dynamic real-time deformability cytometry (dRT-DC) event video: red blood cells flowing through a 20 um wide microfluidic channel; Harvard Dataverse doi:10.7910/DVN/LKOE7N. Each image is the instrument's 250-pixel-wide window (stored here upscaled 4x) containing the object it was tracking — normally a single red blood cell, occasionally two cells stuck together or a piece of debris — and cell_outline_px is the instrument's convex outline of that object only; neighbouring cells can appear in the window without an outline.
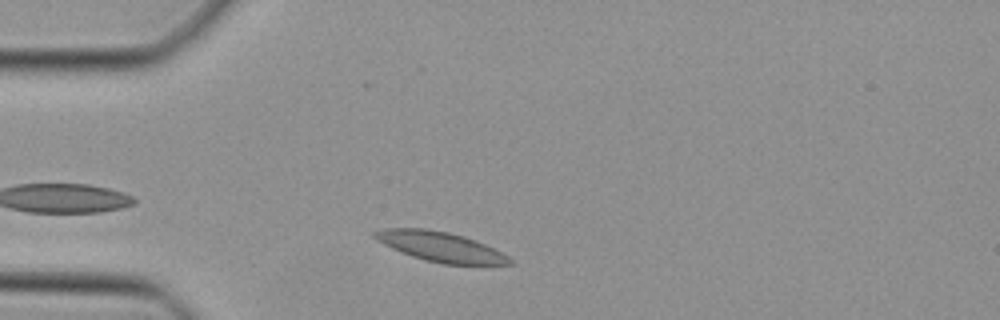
{"species": "Egyptian fruit bat (a non-hibernating species)", "species_latin": "Rousettus aegyptiacus", "temperature_condition": "cold", "stored_images_in_passage": 29, "camera_frame_rate_fps": 3000, "um_per_image_px": 0.085, "animal": {"sex": "female"}, "frame": {"image": 1, "passage_image": 3, "time_ms": 0.667, "image_size_px": [1000, 320], "cell_outline_px": [[516, 264], [444, 264], [412, 256], [392, 248], [376, 240], [372, 236], [372, 232], [384, 228], [424, 228], [448, 232], [464, 236], [476, 240], [508, 256]], "centroid_in_image_um": [37.41, 20.95], "position_along_channel_um": 47.6, "area_um2": 23.18}}
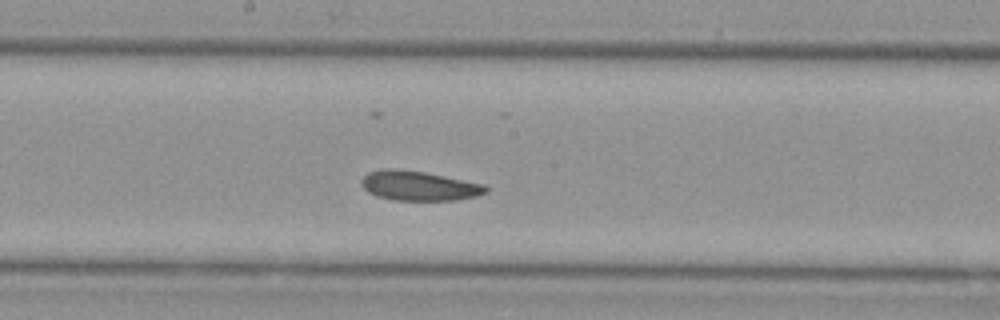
{"frame": {"image": 2, "passage_image": 16, "time_ms": 5.0, "image_size_px": [1000, 320], "cell_outline_px": [[488, 192], [476, 196], [456, 200], [392, 200], [376, 196], [368, 192], [360, 184], [360, 180], [368, 172], [384, 168], [396, 168], [424, 172], [484, 184], [488, 188]], "centroid_in_image_um": [35.57, 15.79], "position_along_channel_um": 212.6, "area_um2": 21.56}}
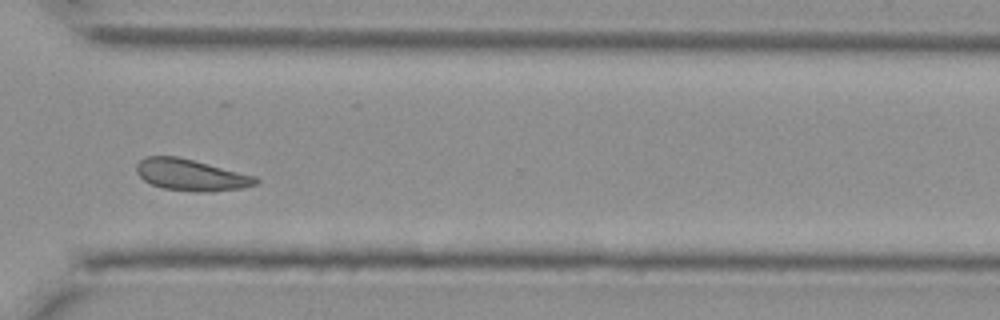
{"frame": {"image": 3, "passage_image": 26, "time_ms": 8.333, "image_size_px": [1000, 320], "cell_outline_px": [[260, 180], [256, 184], [244, 188], [204, 192], [196, 192], [164, 188], [152, 184], [144, 180], [136, 172], [136, 164], [144, 156], [176, 156], [256, 176]], "centroid_in_image_um": [16.23, 14.87], "position_along_channel_um": 354.4, "area_um2": 21.73}}